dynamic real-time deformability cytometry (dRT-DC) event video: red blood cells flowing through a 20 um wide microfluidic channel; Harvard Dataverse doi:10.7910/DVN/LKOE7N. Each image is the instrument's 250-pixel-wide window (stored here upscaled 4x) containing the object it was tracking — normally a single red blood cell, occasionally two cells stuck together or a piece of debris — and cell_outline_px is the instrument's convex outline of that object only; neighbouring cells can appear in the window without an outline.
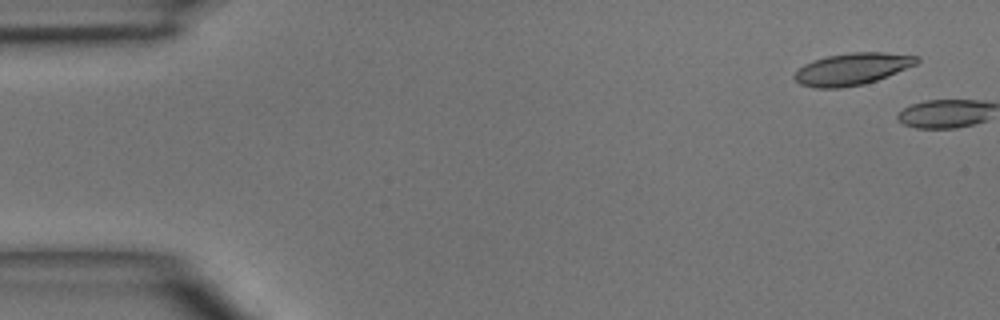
{"species": "common noctule bat (a hibernating species)", "species_latin": "Nyctalus noctula", "temperature_condition": "room temperature", "stored_images_in_passage": 2, "camera_frame_rate_fps": 3000, "um_per_image_px": 0.085, "animal": {"sex": "male", "body_mass_g": 15.6}, "frame": {"image": 1, "passage_image": 1, "time_ms": 0.0, "image_size_px": [1000, 320], "cell_outline_px": [[920, 60], [916, 64], [876, 80], [864, 84], [840, 88], [816, 88], [800, 84], [792, 76], [804, 64], [812, 60], [828, 56], [852, 52], [884, 52], [920, 56]], "centroid_in_image_um": [72.42, 5.86], "position_along_channel_um": 12.6, "area_um2": 22.66}}